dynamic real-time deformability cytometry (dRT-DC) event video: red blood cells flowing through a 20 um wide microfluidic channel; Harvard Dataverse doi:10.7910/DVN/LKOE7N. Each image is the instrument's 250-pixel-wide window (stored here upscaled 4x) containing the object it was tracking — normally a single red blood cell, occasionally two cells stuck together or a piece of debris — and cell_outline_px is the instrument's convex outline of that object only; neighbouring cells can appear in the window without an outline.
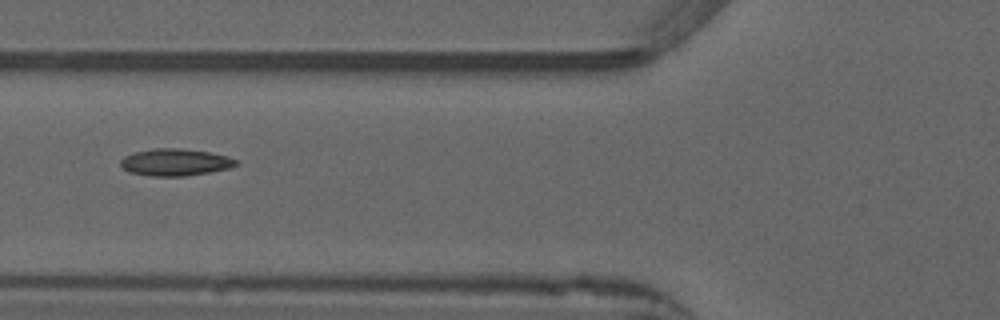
{"species": "common noctule bat (a hibernating species)", "species_latin": "Nyctalus noctula", "temperature_condition": "warm", "stored_images_in_passage": 35, "camera_frame_rate_fps": 3000, "um_per_image_px": 0.085, "animal": {"sex": "male", "forearm_length_mm": 52.5}, "frame": {"image": 1, "passage_image": 6, "time_ms": 1.667, "image_size_px": [1000, 320], "cell_outline_px": [[240, 164], [228, 168], [212, 172], [184, 176], [152, 176], [128, 172], [120, 164], [120, 160], [124, 156], [136, 152], [152, 148], [180, 148], [208, 152], [228, 156], [236, 160]], "centroid_in_image_um": [14.9, 13.79], "position_along_channel_um": 110.9, "area_um2": 18.21}}